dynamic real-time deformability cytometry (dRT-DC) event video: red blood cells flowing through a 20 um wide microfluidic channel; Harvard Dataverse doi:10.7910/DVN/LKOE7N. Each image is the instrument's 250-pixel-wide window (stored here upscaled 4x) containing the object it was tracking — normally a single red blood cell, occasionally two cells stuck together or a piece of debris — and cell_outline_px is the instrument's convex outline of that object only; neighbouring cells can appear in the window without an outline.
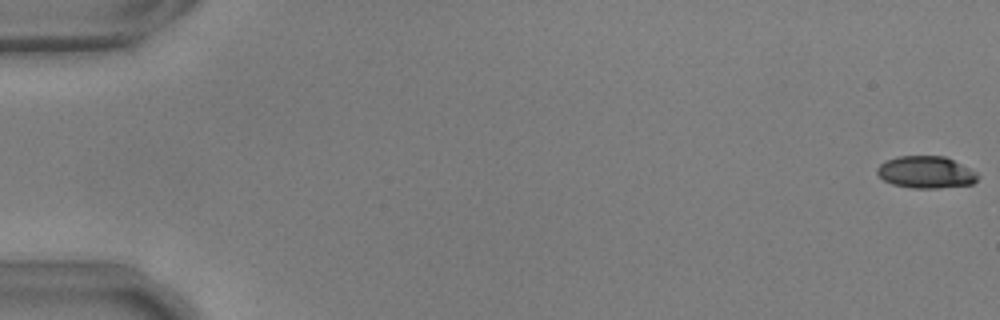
{"species": "common noctule bat (a hibernating species)", "species_latin": "Nyctalus noctula", "temperature_condition": "warm", "stored_images_in_passage": 38, "camera_frame_rate_fps": 3000, "um_per_image_px": 0.085, "animal": {"sex": "male", "body_mass_g": 17.9, "forearm_length_mm": 54.2}, "frame": {"image": 1, "passage_image": 1, "time_ms": 0.0, "image_size_px": [1000, 320], "cell_outline_px": [[980, 176], [972, 184], [936, 188], [912, 188], [892, 184], [884, 180], [876, 172], [876, 168], [884, 160], [896, 156], [944, 156], [976, 172]], "centroid_in_image_um": [78.66, 14.63], "position_along_channel_um": 6.3, "area_um2": 18.73}}
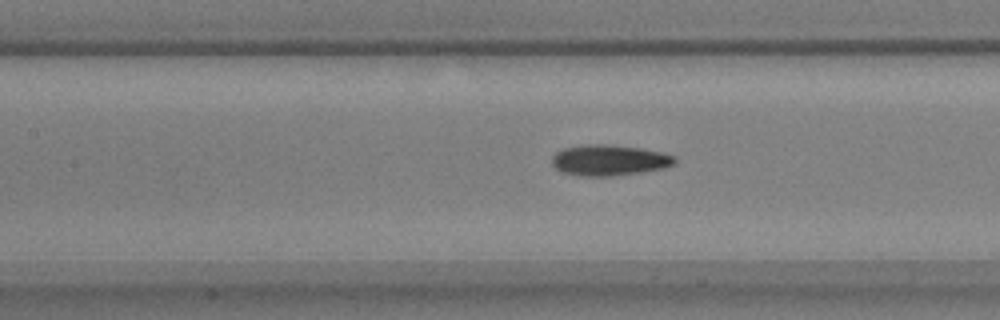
{"frame": {"image": 2, "passage_image": 26, "time_ms": 8.333, "image_size_px": [1000, 320], "cell_outline_px": [[676, 164], [664, 168], [640, 172], [612, 176], [580, 176], [560, 172], [552, 164], [552, 156], [556, 152], [564, 148], [588, 144], [608, 144], [640, 148], [664, 152], [676, 156]], "centroid_in_image_um": [51.8, 13.62], "position_along_channel_um": 155.6, "area_um2": 22.25}}
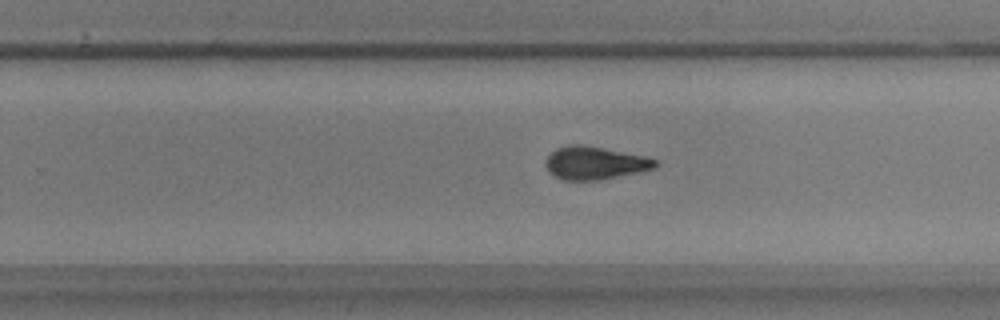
{"frame": {"image": 3, "passage_image": 36, "time_ms": 11.667, "image_size_px": [1000, 320], "cell_outline_px": [[656, 168], [600, 180], [564, 180], [548, 172], [544, 164], [544, 160], [556, 148], [568, 144], [580, 144], [644, 156], [656, 160]], "centroid_in_image_um": [50.5, 13.85], "position_along_channel_um": 279.3, "area_um2": 20.87}}